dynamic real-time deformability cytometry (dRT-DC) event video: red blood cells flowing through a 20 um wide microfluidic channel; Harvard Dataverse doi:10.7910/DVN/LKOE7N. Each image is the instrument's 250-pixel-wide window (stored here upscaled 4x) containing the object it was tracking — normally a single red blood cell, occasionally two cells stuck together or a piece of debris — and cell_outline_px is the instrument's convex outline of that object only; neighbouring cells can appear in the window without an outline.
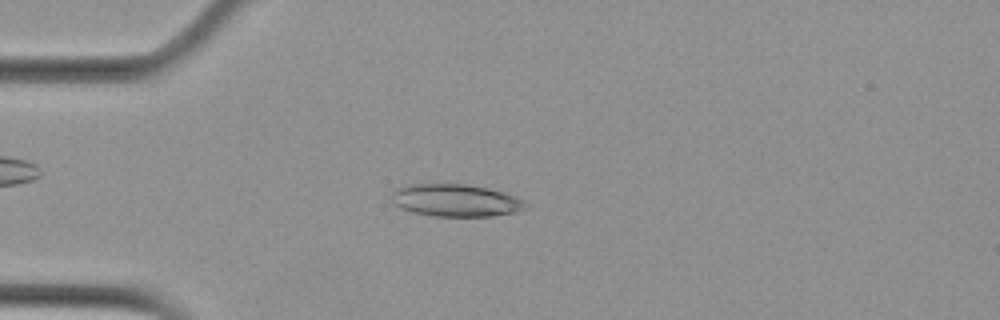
{"species": "Egyptian fruit bat (a non-hibernating species)", "species_latin": "Rousettus aegyptiacus", "temperature_condition": "cold", "stored_images_in_passage": 52, "camera_frame_rate_fps": 3000, "um_per_image_px": 0.085, "animal": {"sex": "female"}, "frame": {"image": 1, "passage_image": 10, "time_ms": 3.0, "image_size_px": [1000, 320], "cell_outline_px": [[528, 204], [524, 208], [516, 212], [492, 216], [432, 216], [412, 212], [400, 208], [392, 200], [392, 192], [396, 188], [408, 184], [464, 184], [488, 188], [504, 192], [516, 196], [524, 200]], "centroid_in_image_um": [38.73, 17.03], "position_along_channel_um": 46.3, "area_um2": 25.37}}
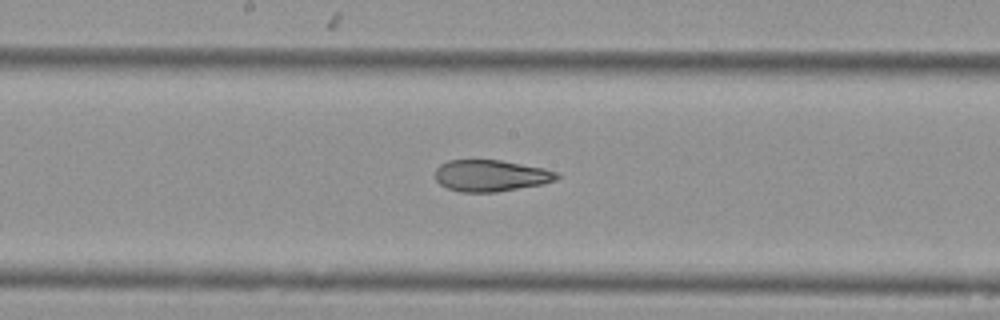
{"frame": {"image": 2, "passage_image": 25, "time_ms": 8.0, "image_size_px": [1000, 320], "cell_outline_px": [[560, 176], [556, 180], [540, 184], [496, 192], [460, 192], [448, 188], [440, 184], [436, 180], [436, 168], [440, 164], [448, 160], [500, 160], [544, 168], [556, 172]], "centroid_in_image_um": [41.69, 14.92], "position_along_channel_um": 206.5, "area_um2": 22.2}}
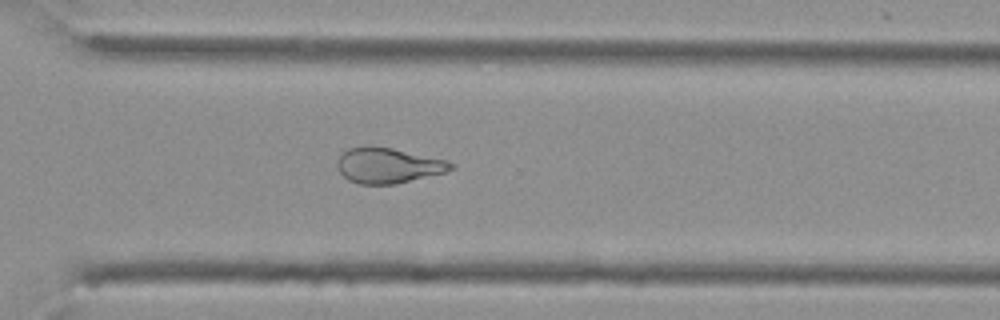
{"frame": {"image": 3, "passage_image": 36, "time_ms": 11.667, "image_size_px": [1000, 320], "cell_outline_px": [[456, 164], [452, 168], [444, 172], [396, 184], [360, 184], [348, 180], [340, 172], [336, 164], [336, 160], [348, 148], [392, 148], [444, 160]], "centroid_in_image_um": [32.96, 14.09], "position_along_channel_um": 337.6, "area_um2": 22.72}, "authors_computed_cell_mechanics": {"area_um2": 25.5765, "velocity_mm_per_s": 3.5844, "shape_relaxation_time_tau1_ms": null, "shape_relaxation_time_tau2_ms": 3.3919, "deformation_change_tau1": null, "deformation_change_tau2": 0.1143}}